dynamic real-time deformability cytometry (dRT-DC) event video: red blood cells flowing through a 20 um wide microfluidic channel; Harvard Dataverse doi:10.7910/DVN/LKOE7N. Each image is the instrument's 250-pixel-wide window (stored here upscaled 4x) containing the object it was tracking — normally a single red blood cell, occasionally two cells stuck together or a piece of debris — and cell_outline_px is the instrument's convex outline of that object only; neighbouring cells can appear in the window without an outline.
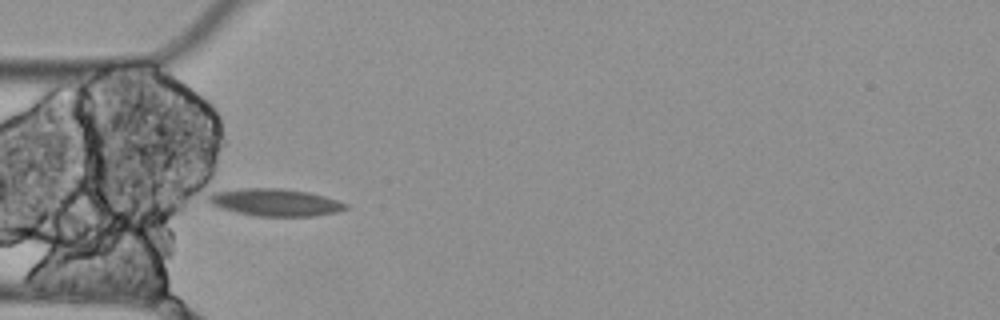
{"species": "Egyptian fruit bat (a non-hibernating species)", "species_latin": "Rousettus aegyptiacus", "temperature_condition": "cold", "stored_images_in_passage": 9, "camera_frame_rate_fps": 3000, "um_per_image_px": 0.085, "animal": {"sex": "female"}, "frame": {"image": 1, "passage_image": 3, "time_ms": 0.667, "image_size_px": [1000, 320], "cell_outline_px": [[348, 208], [336, 212], [316, 216], [256, 216], [236, 212], [220, 208], [212, 204], [208, 200], [208, 196], [212, 192], [244, 188], [280, 188], [308, 192], [324, 196], [348, 204]], "centroid_in_image_um": [23.39, 17.2], "position_along_channel_um": 61.6, "area_um2": 21.73}}
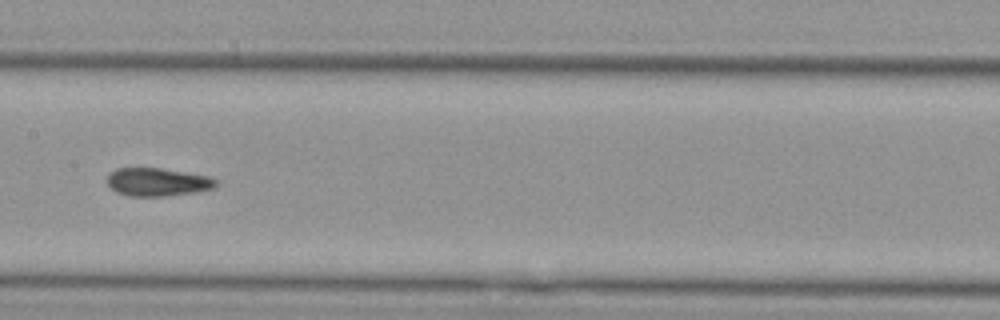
{"frame": {"image": 2, "passage_image": 6, "time_ms": 1.667, "image_size_px": [1000, 320], "cell_outline_px": [[220, 180], [212, 188], [192, 192], [164, 196], [128, 196], [116, 192], [108, 184], [108, 176], [116, 168], [160, 168], [208, 176]], "centroid_in_image_um": [13.38, 15.47], "position_along_channel_um": 194.0, "area_um2": 17.57}}
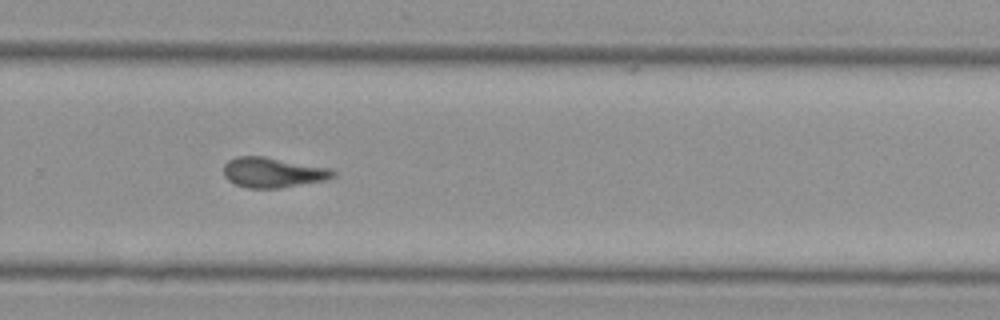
{"frame": {"image": 3, "passage_image": 9, "time_ms": 2.667, "image_size_px": [1000, 320], "cell_outline_px": [[336, 176], [324, 180], [280, 188], [248, 188], [236, 184], [228, 180], [224, 176], [224, 164], [228, 160], [236, 156], [264, 156], [332, 168], [336, 172]], "centroid_in_image_um": [23.21, 14.65], "position_along_channel_um": 306.6, "area_um2": 19.31}}